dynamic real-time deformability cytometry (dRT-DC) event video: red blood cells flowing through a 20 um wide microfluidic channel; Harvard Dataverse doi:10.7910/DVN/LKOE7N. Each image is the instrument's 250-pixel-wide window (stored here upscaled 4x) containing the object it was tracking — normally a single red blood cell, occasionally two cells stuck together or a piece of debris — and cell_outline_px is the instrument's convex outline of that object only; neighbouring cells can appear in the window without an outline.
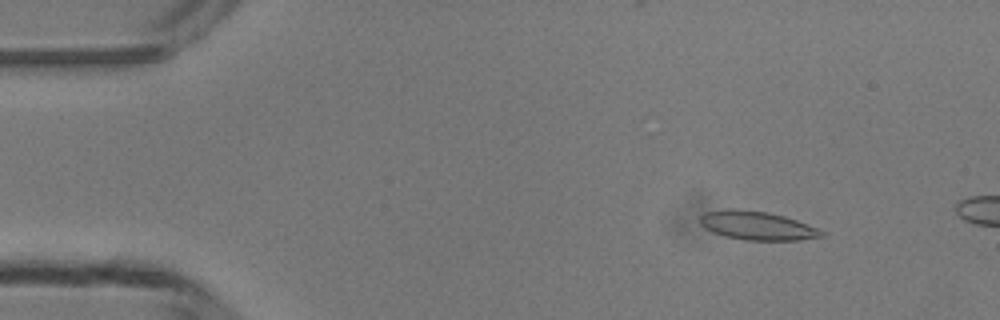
{"species": "common noctule bat (a hibernating species)", "species_latin": "Nyctalus noctula", "temperature_condition": "room temperature", "stored_images_in_passage": 4, "camera_frame_rate_fps": 3000, "um_per_image_px": 0.085, "animal": {"sex": "male", "body_mass_g": 13.3}, "frame": {"image": 1, "passage_image": 2, "time_ms": 1.333, "image_size_px": [1000, 320], "cell_outline_px": [[824, 236], [800, 240], [744, 240], [724, 236], [712, 232], [704, 228], [700, 224], [700, 216], [704, 212], [728, 208], [736, 208], [768, 212], [784, 216], [796, 220], [816, 228], [824, 232]], "centroid_in_image_um": [64.3, 19.17], "position_along_channel_um": 20.7, "area_um2": 20.4}}